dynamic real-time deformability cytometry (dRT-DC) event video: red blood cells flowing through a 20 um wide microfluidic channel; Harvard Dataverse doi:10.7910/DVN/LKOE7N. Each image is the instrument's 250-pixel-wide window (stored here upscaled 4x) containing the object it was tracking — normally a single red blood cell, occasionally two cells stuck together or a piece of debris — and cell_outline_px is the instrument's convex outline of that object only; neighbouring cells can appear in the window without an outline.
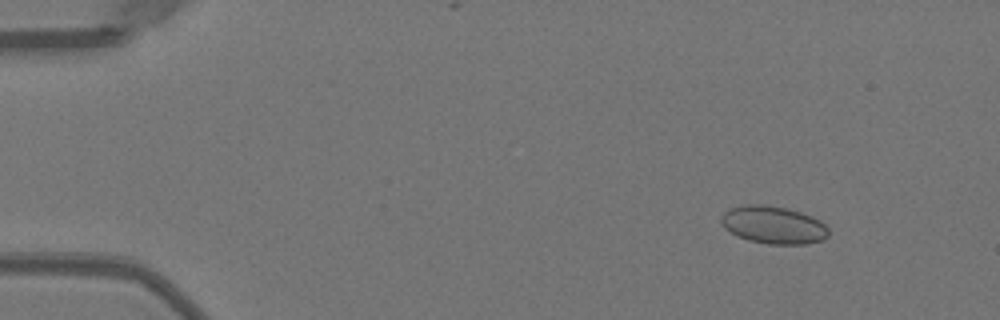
{"species": "Egyptian fruit bat (a non-hibernating species)", "species_latin": "Rousettus aegyptiacus", "temperature_condition": "warm", "stored_images_in_passage": 50, "camera_frame_rate_fps": 3000, "um_per_image_px": 0.085, "animal": {"sex": "female"}, "frame": {"image": 1, "passage_image": 5, "time_ms": 1.333, "image_size_px": [1000, 320], "cell_outline_px": [[828, 236], [824, 240], [804, 244], [768, 244], [748, 240], [736, 236], [724, 228], [720, 220], [720, 216], [724, 212], [732, 208], [748, 204], [764, 204], [788, 208], [812, 216], [820, 220], [828, 228]], "centroid_in_image_um": [65.73, 19.12], "position_along_channel_um": 19.3, "area_um2": 23.76}}
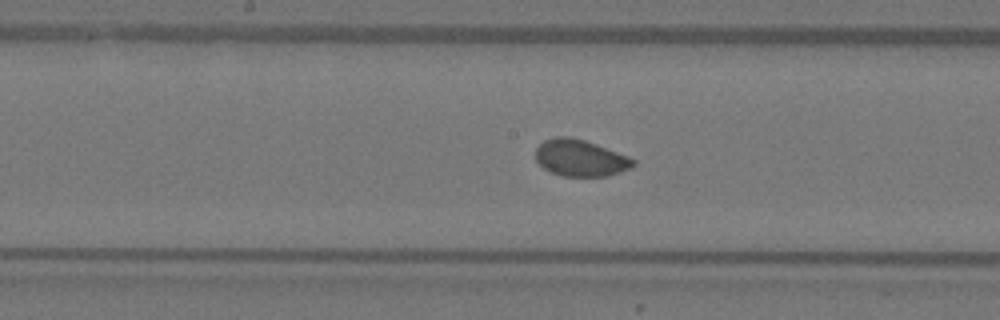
{"frame": {"image": 2, "passage_image": 26, "time_ms": 8.333, "image_size_px": [1000, 320], "cell_outline_px": [[636, 164], [632, 168], [608, 176], [560, 176], [544, 168], [536, 160], [536, 148], [544, 140], [556, 136], [568, 136], [584, 140], [596, 144], [628, 156], [636, 160]], "centroid_in_image_um": [49.35, 13.43], "position_along_channel_um": 198.9, "area_um2": 20.87}}
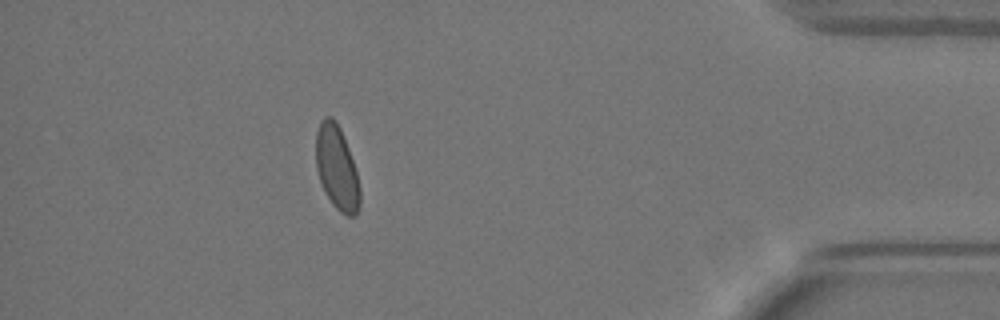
{"frame": {"image": 3, "passage_image": 45, "time_ms": 14.667, "image_size_px": [1000, 320], "cell_outline_px": [[360, 204], [356, 216], [348, 216], [340, 212], [332, 204], [324, 192], [316, 168], [316, 132], [320, 120], [324, 116], [332, 116], [336, 120], [340, 128], [348, 148], [356, 172], [360, 188]], "centroid_in_image_um": [28.62, 14.26], "position_along_channel_um": 406.6, "area_um2": 21.62}, "authors_computed_cell_mechanics": {"area_um2": 21.386, "velocity_mm_per_s": 4.0025, "shape_relaxation_time_tau1_ms": 8.0241, "shape_relaxation_time_tau2_ms": null, "deformation_change_tau1": 0.0938, "deformation_change_tau2": null}}